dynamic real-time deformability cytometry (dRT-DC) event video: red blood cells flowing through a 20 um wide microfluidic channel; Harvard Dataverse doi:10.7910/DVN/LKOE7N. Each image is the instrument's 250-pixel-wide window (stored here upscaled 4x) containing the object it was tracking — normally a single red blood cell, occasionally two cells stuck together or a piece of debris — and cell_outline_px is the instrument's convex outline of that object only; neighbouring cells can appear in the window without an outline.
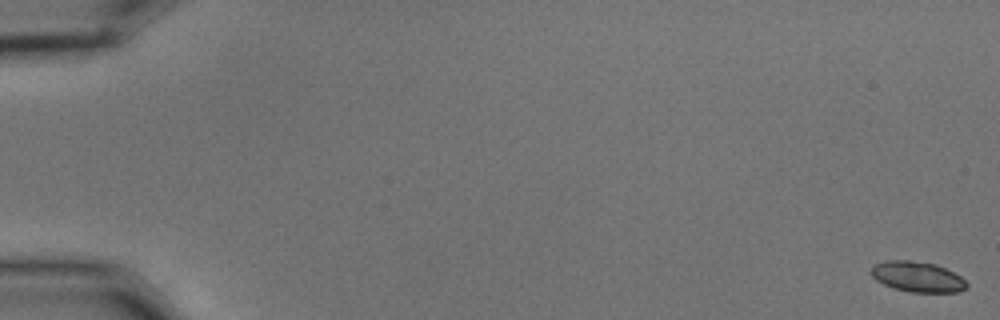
{"species": "common noctule bat (a hibernating species)", "species_latin": "Nyctalus noctula", "temperature_condition": "cold", "stored_images_in_passage": 59, "camera_frame_rate_fps": 3000, "um_per_image_px": 0.085, "animal": {"sex": "male", "body_mass_g": 15.6}, "frame": {"image": 1, "passage_image": 1, "time_ms": 0.0, "image_size_px": [1000, 320], "cell_outline_px": [[968, 284], [960, 292], [908, 292], [884, 284], [876, 280], [872, 276], [872, 268], [876, 264], [888, 260], [908, 260], [936, 264], [960, 276]], "centroid_in_image_um": [77.99, 23.53], "position_along_channel_um": 7.0, "area_um2": 16.65}}
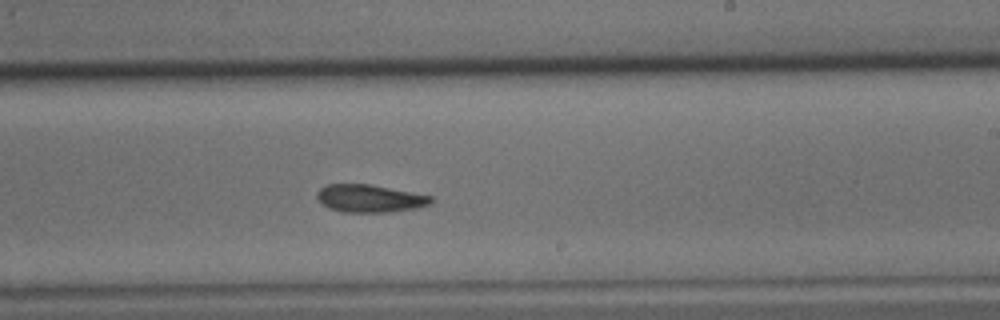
{"frame": {"image": 2, "passage_image": 36, "time_ms": 11.667, "image_size_px": [1000, 320], "cell_outline_px": [[432, 204], [416, 208], [388, 212], [344, 212], [328, 208], [316, 196], [316, 192], [324, 184], [368, 184], [412, 192], [432, 196]], "centroid_in_image_um": [31.42, 16.86], "position_along_channel_um": 257.6, "area_um2": 18.32}}
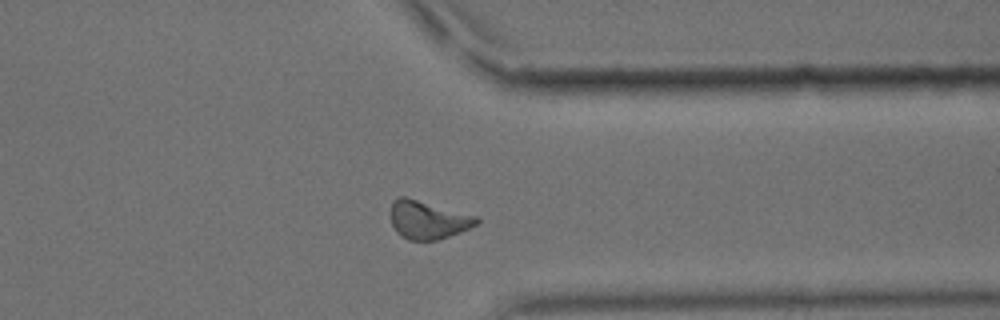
{"frame": {"image": 3, "passage_image": 46, "time_ms": 15.0, "image_size_px": [1000, 320], "cell_outline_px": [[480, 220], [476, 224], [460, 232], [436, 240], [408, 240], [400, 236], [396, 232], [392, 224], [392, 204], [400, 196], [404, 196], [476, 216]], "centroid_in_image_um": [36.36, 18.7], "position_along_channel_um": 375.0, "area_um2": 18.67}, "authors_computed_cell_mechanics": {"area_um2": 18.496, "velocity_mm_per_s": 3.5671, "shape_relaxation_time_tau1_ms": 6.3376, "shape_relaxation_time_tau2_ms": 4.4201, "deformation_change_tau1": 0.1384, "deformation_change_tau2": 0.1226}}